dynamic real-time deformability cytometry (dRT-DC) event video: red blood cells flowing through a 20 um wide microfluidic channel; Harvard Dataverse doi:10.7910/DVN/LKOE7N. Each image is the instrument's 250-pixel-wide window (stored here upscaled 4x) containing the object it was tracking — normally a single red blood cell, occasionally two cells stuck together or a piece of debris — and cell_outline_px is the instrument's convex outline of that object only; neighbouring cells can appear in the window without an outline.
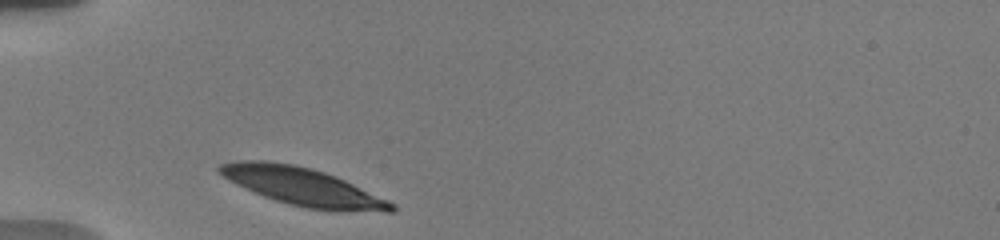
{"species": "human", "species_latin": "Homo sapiens", "temperature_condition": "warm", "stored_images_in_passage": 21, "camera_frame_rate_fps": 3000, "um_per_image_px": 0.085, "donor": {"sex": "male"}, "frame": {"image": 1, "passage_image": 1, "time_ms": 0.0, "image_size_px": [1000, 240], "cell_outline_px": [[396, 208], [392, 212], [336, 212], [308, 208], [288, 204], [264, 196], [236, 184], [228, 180], [216, 172], [216, 168], [220, 164], [236, 160], [264, 160], [296, 164], [312, 168], [336, 176], [388, 200], [396, 204]], "centroid_in_image_um": [25.74, 15.87], "position_along_channel_um": 59.3, "area_um2": 38.32}}
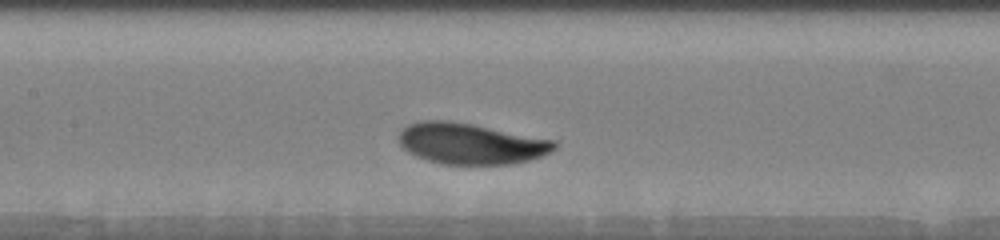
{"frame": {"image": 2, "passage_image": 12, "time_ms": 3.333, "image_size_px": [1000, 240], "cell_outline_px": [[560, 144], [552, 152], [528, 160], [512, 164], [444, 164], [428, 160], [408, 152], [396, 140], [396, 136], [408, 124], [420, 120], [452, 120], [556, 140]], "centroid_in_image_um": [40.02, 12.19], "position_along_channel_um": 167.4, "area_um2": 37.45}}
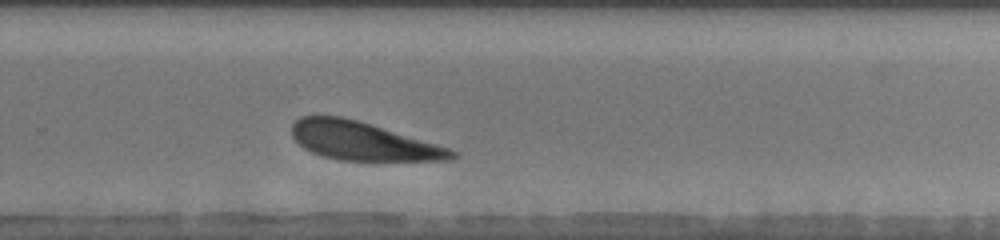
{"frame": {"image": 3, "passage_image": 21, "time_ms": 7.0, "image_size_px": [1000, 240], "cell_outline_px": [[456, 156], [452, 160], [340, 160], [324, 156], [312, 152], [304, 148], [292, 136], [292, 124], [300, 116], [340, 116], [356, 120], [436, 144], [448, 148], [456, 152]], "centroid_in_image_um": [30.79, 11.99], "position_along_channel_um": 299.0, "area_um2": 34.91}}